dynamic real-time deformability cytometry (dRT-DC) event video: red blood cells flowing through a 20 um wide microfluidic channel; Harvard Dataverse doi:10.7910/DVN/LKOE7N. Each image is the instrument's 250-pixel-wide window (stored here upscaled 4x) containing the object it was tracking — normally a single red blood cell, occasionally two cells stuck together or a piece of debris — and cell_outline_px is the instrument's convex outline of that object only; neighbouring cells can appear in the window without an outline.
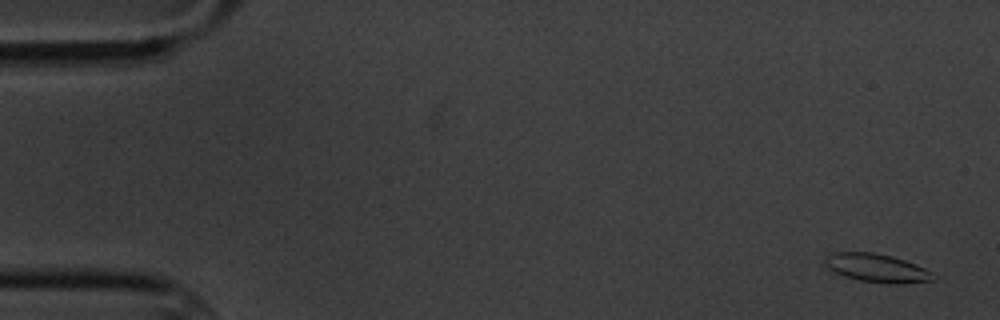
{"species": "common noctule bat (a hibernating species)", "species_latin": "Nyctalus noctula", "temperature_condition": "cold", "stored_images_in_passage": 5, "camera_frame_rate_fps": 3000, "um_per_image_px": 0.085, "animal": {"sex": "male", "body_mass_g": 20.1, "forearm_length_mm": 53.5}, "frame": {"image": 1, "passage_image": 1, "time_ms": 0.0, "image_size_px": [1000, 320], "cell_outline_px": [[940, 276], [936, 280], [900, 284], [888, 284], [860, 280], [844, 276], [828, 268], [824, 264], [824, 256], [832, 252], [872, 252], [892, 256], [916, 264]], "centroid_in_image_um": [74.57, 22.78], "position_along_channel_um": 10.4, "area_um2": 18.21}}
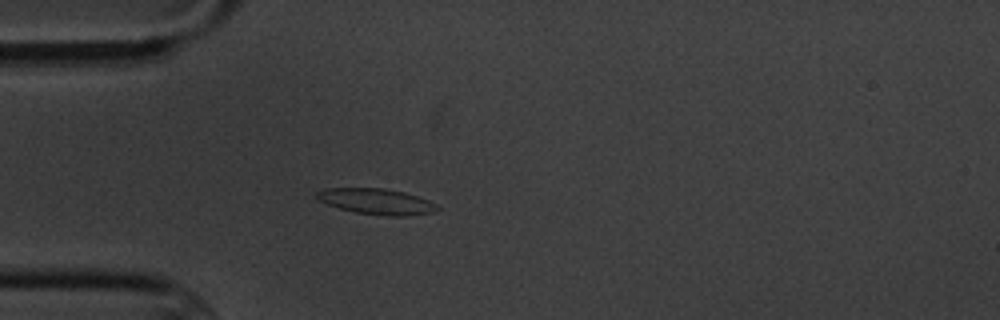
{"frame": {"image": 2, "passage_image": 5, "time_ms": 4.667, "image_size_px": [1000, 320], "cell_outline_px": [[440, 208], [432, 212], [404, 216], [388, 216], [356, 212], [340, 208], [316, 200], [316, 192], [324, 188], [384, 188], [404, 192], [420, 196], [436, 204]], "centroid_in_image_um": [31.99, 17.11], "position_along_channel_um": 53.0, "area_um2": 18.09}}